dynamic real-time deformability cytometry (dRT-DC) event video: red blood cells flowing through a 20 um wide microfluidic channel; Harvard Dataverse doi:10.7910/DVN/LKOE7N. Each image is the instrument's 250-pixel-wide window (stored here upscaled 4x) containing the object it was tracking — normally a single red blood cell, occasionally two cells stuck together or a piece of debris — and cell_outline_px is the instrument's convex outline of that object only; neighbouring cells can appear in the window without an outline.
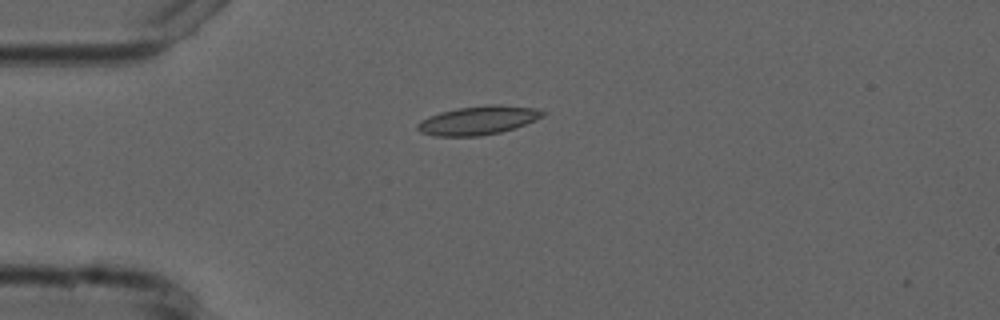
{"species": "common noctule bat (a hibernating species)", "species_latin": "Nyctalus noctula", "temperature_condition": "cold", "stored_images_in_passage": 42, "camera_frame_rate_fps": 3000, "um_per_image_px": 0.085, "animal": {"sex": "male", "forearm_length_mm": 52.5}, "frame": {"image": 1, "passage_image": 1, "time_ms": 0.0, "image_size_px": [1000, 320], "cell_outline_px": [[548, 112], [544, 116], [524, 124], [500, 132], [480, 136], [436, 136], [420, 132], [416, 128], [416, 124], [420, 120], [428, 116], [440, 112], [456, 108], [488, 104], [500, 104], [532, 108]], "centroid_in_image_um": [40.6, 10.22], "position_along_channel_um": 44.4, "area_um2": 20.98}}
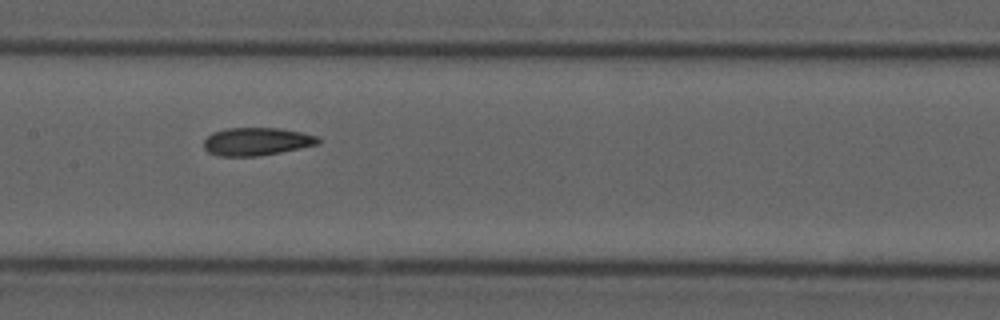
{"frame": {"image": 2, "passage_image": 14, "time_ms": 4.333, "image_size_px": [1000, 320], "cell_outline_px": [[320, 144], [280, 152], [256, 156], [220, 156], [208, 152], [204, 148], [204, 140], [212, 132], [228, 128], [280, 128], [300, 132], [316, 136], [320, 140]], "centroid_in_image_um": [21.8, 12.03], "position_along_channel_um": 185.6, "area_um2": 18.5}}
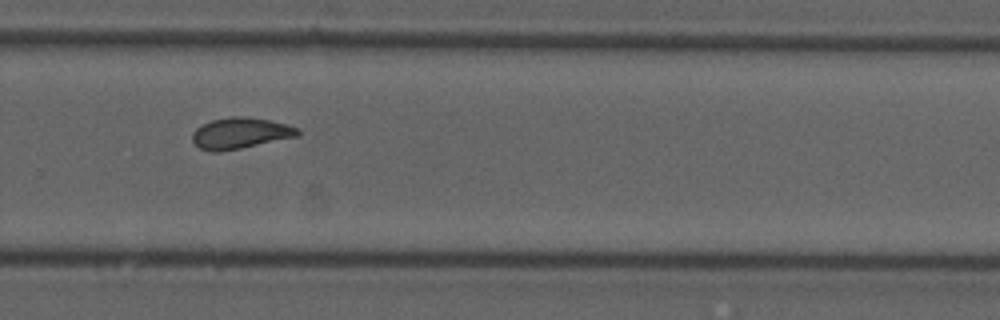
{"frame": {"image": 3, "passage_image": 24, "time_ms": 7.667, "image_size_px": [1000, 320], "cell_outline_px": [[300, 132], [296, 136], [240, 148], [220, 152], [212, 152], [200, 148], [192, 140], [192, 132], [196, 128], [212, 120], [232, 116], [240, 116], [268, 120], [300, 128]], "centroid_in_image_um": [20.38, 11.32], "position_along_channel_um": 309.4, "area_um2": 18.73}, "authors_computed_cell_mechanics": {"area_um2": 18.9006, "velocity_mm_per_s": 3.7289, "shape_relaxation_time_tau1_ms": null, "shape_relaxation_time_tau2_ms": 2.8226, "deformation_change_tau1": null, "deformation_change_tau2": 0.0898}}